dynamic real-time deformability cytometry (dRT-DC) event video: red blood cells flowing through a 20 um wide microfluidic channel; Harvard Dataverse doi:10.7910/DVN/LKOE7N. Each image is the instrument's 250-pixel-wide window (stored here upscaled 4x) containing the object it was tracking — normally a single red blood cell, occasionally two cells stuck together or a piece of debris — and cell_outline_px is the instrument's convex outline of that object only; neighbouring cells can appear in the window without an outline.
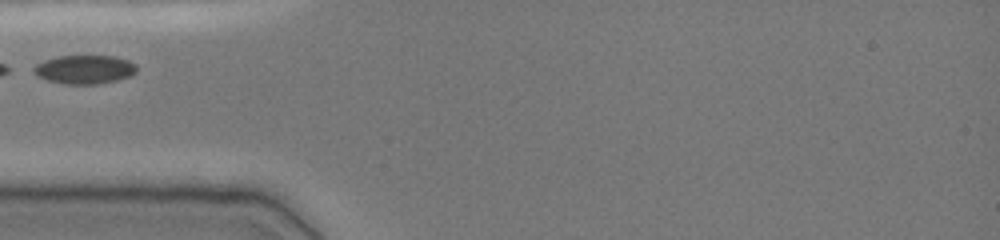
{"species": "common noctule bat (a hibernating species)", "species_latin": "Nyctalus noctula", "temperature_condition": "cold", "stored_images_in_passage": 26, "camera_frame_rate_fps": 3000, "um_per_image_px": 0.085, "animal": {"sex": "female", "body_mass_g": 19.0, "forearm_length_mm": 51.5}, "frame": {"image": 1, "passage_image": 1, "time_ms": 0.0, "image_size_px": [1000, 240], "cell_outline_px": [[136, 72], [132, 76], [116, 80], [96, 84], [64, 84], [48, 80], [36, 76], [32, 68], [36, 64], [44, 60], [60, 56], [116, 56], [128, 60], [136, 64]], "centroid_in_image_um": [7.19, 5.9], "position_along_channel_um": 77.8, "area_um2": 17.28}}